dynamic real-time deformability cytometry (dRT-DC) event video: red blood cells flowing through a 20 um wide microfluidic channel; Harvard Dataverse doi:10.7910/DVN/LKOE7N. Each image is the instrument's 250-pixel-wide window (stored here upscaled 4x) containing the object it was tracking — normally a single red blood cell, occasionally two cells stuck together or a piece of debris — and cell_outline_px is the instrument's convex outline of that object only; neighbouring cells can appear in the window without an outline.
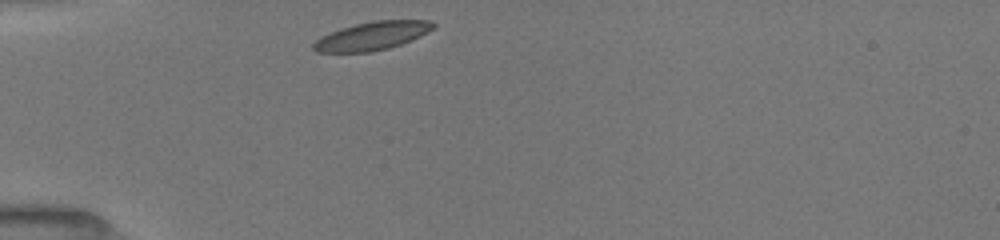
{"species": "common noctule bat (a hibernating species)", "species_latin": "Nyctalus noctula", "temperature_condition": "room temperature", "stored_images_in_passage": 12, "camera_frame_rate_fps": 3000, "um_per_image_px": 0.085, "animal": {"sex": "female", "body_mass_g": 19.5, "forearm_length_mm": 54.1}, "frame": {"image": 1, "passage_image": 1, "time_ms": 0.0, "image_size_px": [1000, 240], "cell_outline_px": [[436, 24], [428, 32], [420, 36], [400, 44], [388, 48], [372, 52], [316, 52], [312, 48], [312, 44], [320, 36], [340, 28], [372, 20], [428, 20]], "centroid_in_image_um": [31.59, 3.05], "position_along_channel_um": 53.4, "area_um2": 19.77}}
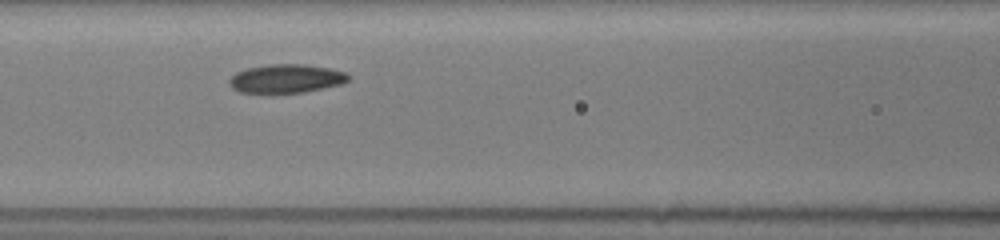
{"frame": {"image": 2, "passage_image": 7, "time_ms": 2.667, "image_size_px": [1000, 240], "cell_outline_px": [[348, 80], [344, 84], [304, 92], [272, 96], [268, 96], [240, 92], [232, 88], [228, 84], [228, 80], [236, 72], [248, 68], [268, 64], [304, 64], [332, 68], [344, 72], [348, 76]], "centroid_in_image_um": [24.27, 6.73], "position_along_channel_um": 142.3, "area_um2": 20.81}}
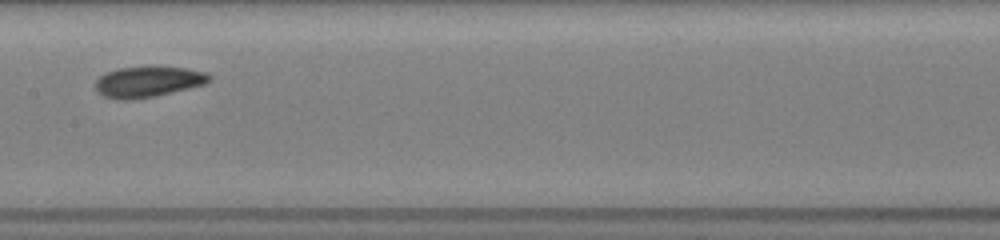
{"frame": {"image": 3, "passage_image": 10, "time_ms": 4.0, "image_size_px": [1000, 240], "cell_outline_px": [[212, 80], [204, 84], [156, 96], [128, 100], [120, 100], [104, 96], [96, 88], [96, 80], [100, 76], [108, 72], [120, 68], [188, 68], [204, 72], [212, 76]], "centroid_in_image_um": [12.61, 6.97], "position_along_channel_um": 194.8, "area_um2": 19.83}}